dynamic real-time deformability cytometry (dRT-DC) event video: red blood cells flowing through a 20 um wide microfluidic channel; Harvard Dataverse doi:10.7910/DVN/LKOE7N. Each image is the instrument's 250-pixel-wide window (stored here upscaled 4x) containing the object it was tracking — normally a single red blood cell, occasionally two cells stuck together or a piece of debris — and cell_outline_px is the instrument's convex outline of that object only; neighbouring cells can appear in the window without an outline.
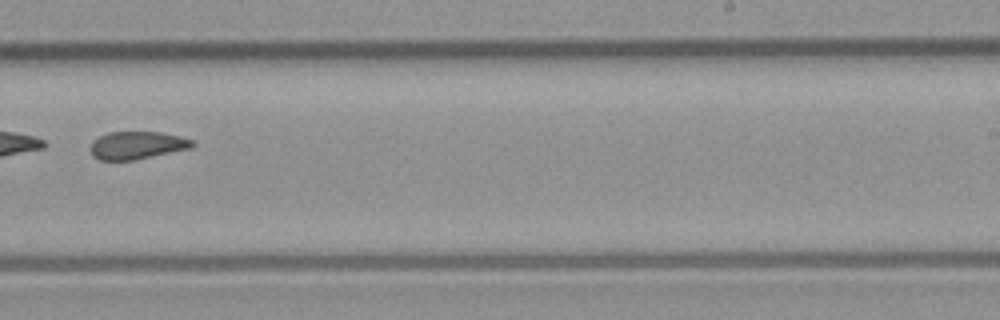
{"species": "common noctule bat (a hibernating species)", "species_latin": "Nyctalus noctula", "temperature_condition": "room temperature", "stored_images_in_passage": 27, "camera_frame_rate_fps": 3000, "um_per_image_px": 0.085, "animal": {"sex": "male", "body_mass_g": 23.1, "forearm_length_mm": 52.7}, "frame": {"image": 1, "passage_image": 16, "time_ms": 5.0, "image_size_px": [1000, 320], "cell_outline_px": [[196, 144], [192, 148], [136, 160], [100, 160], [92, 156], [92, 144], [100, 136], [108, 132], [160, 132], [180, 136], [196, 140]], "centroid_in_image_um": [11.74, 12.35], "position_along_channel_um": 277.3, "area_um2": 16.53}, "authors_computed_cell_mechanics": {"area_um2": 17.051, "velocity_mm_per_s": 4.3374, "shape_relaxation_time_tau1_ms": null, "shape_relaxation_time_tau2_ms": 3.9183, "deformation_change_tau1": null, "deformation_change_tau2": 0.1091}}